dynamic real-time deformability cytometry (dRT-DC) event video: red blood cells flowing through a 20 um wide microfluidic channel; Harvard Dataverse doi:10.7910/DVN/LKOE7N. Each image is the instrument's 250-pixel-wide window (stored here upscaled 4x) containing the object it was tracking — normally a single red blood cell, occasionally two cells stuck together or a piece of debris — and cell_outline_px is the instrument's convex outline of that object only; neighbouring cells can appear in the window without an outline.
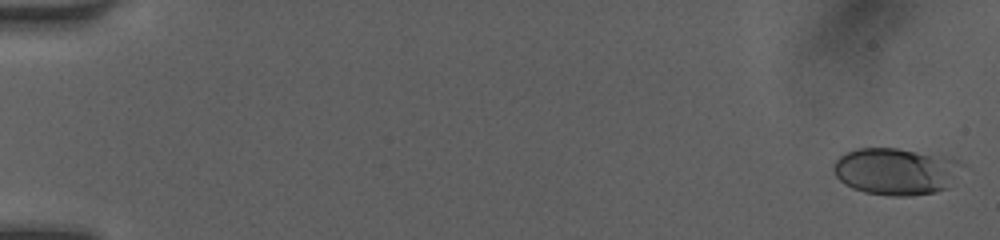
{"species": "human", "species_latin": "Homo sapiens", "temperature_condition": "room temperature", "stored_images_in_passage": 50, "camera_frame_rate_fps": 3000, "um_per_image_px": 0.085, "donor": {"sex": "female"}, "frame": {"image": 1, "passage_image": 1, "time_ms": 0.0, "image_size_px": [1000, 240], "cell_outline_px": [[968, 168], [948, 188], [936, 192], [912, 196], [892, 196], [864, 192], [852, 188], [844, 184], [836, 176], [832, 168], [832, 164], [840, 156], [856, 148], [896, 148], [956, 160], [964, 164]], "centroid_in_image_um": [76.19, 14.59], "position_along_channel_um": 8.8, "area_um2": 35.49}}
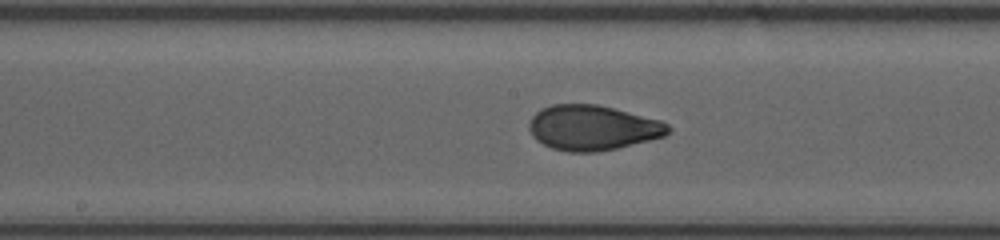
{"frame": {"image": 2, "passage_image": 27, "time_ms": 8.667, "image_size_px": [1000, 240], "cell_outline_px": [[672, 132], [664, 136], [616, 148], [596, 152], [568, 152], [552, 148], [536, 140], [532, 136], [528, 128], [528, 124], [532, 116], [540, 108], [552, 104], [596, 104], [660, 120], [668, 124], [672, 128]], "centroid_in_image_um": [50.35, 10.85], "position_along_channel_um": 197.9, "area_um2": 36.53}}
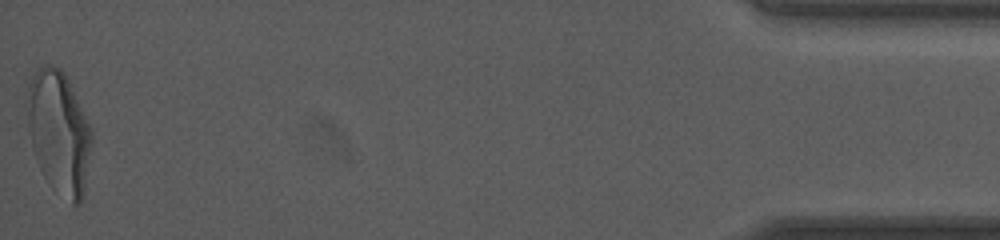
{"frame": {"image": 3, "passage_image": 50, "time_ms": 16.333, "image_size_px": [1000, 240], "cell_outline_px": [[92, 140], [84, 196], [80, 204], [72, 204], [44, 176], [36, 160], [32, 148], [28, 128], [24, 100], [24, 92], [28, 68], [40, 64], [52, 64], [60, 68], [64, 72], [92, 128]], "centroid_in_image_um": [4.93, 11.08], "position_along_channel_um": 430.3, "area_um2": 47.51}, "authors_computed_cell_mechanics": {"area_um2": 36.0961, "velocity_mm_per_s": 4.1722, "shape_relaxation_time_tau1_ms": 3.71, "shape_relaxation_time_tau2_ms": 0.6521, "deformation_change_tau1": 0.1781, "deformation_change_tau2": 0.0503}}